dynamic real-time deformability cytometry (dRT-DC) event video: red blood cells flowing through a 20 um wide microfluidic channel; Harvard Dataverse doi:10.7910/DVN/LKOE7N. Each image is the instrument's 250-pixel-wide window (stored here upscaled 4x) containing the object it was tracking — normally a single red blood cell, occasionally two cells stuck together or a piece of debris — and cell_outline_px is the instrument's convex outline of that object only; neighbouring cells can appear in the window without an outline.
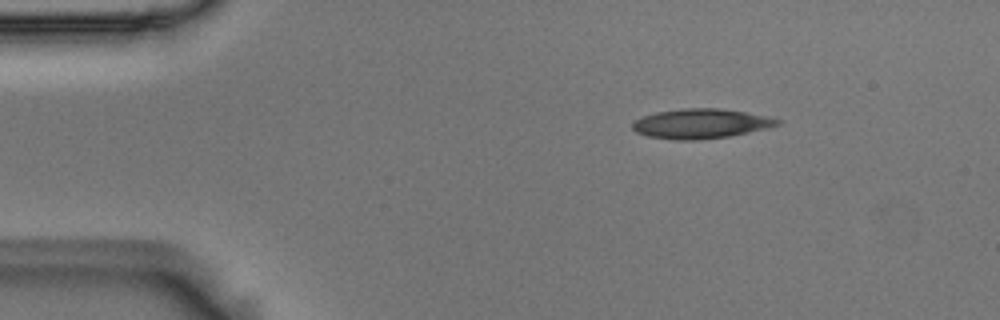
{"species": "Egyptian fruit bat (a non-hibernating species)", "species_latin": "Rousettus aegyptiacus", "temperature_condition": "room temperature", "stored_images_in_passage": 46, "camera_frame_rate_fps": 3000, "um_per_image_px": 0.085, "animal": {"sex": "male"}, "frame": {"image": 1, "passage_image": 1, "time_ms": 0.0, "image_size_px": [1000, 320], "cell_outline_px": [[784, 120], [780, 124], [768, 128], [728, 136], [700, 140], [676, 140], [648, 136], [636, 132], [632, 128], [632, 124], [636, 120], [644, 116], [656, 112], [684, 108], [720, 108], [768, 116]], "centroid_in_image_um": [59.6, 10.51], "position_along_channel_um": 25.4, "area_um2": 25.03}}
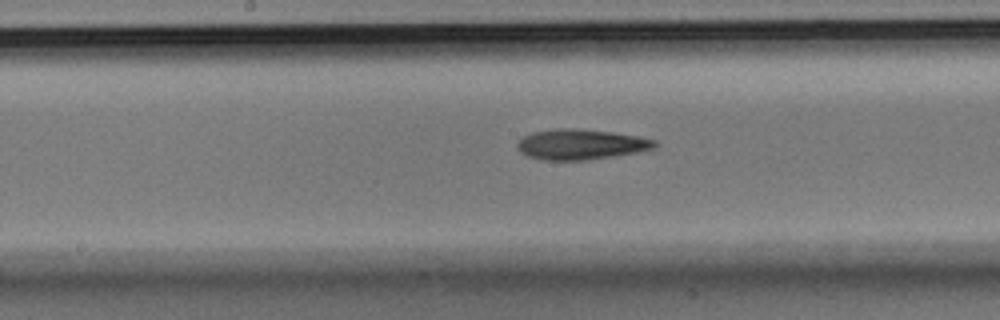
{"frame": {"image": 2, "passage_image": 20, "time_ms": 6.333, "image_size_px": [1000, 320], "cell_outline_px": [[660, 144], [656, 148], [636, 152], [612, 156], [584, 160], [544, 160], [528, 156], [520, 152], [516, 148], [516, 144], [524, 136], [532, 132], [556, 128], [576, 128], [612, 132], [640, 136], [656, 140]], "centroid_in_image_um": [49.39, 12.26], "position_along_channel_um": 198.8, "area_um2": 24.45}}
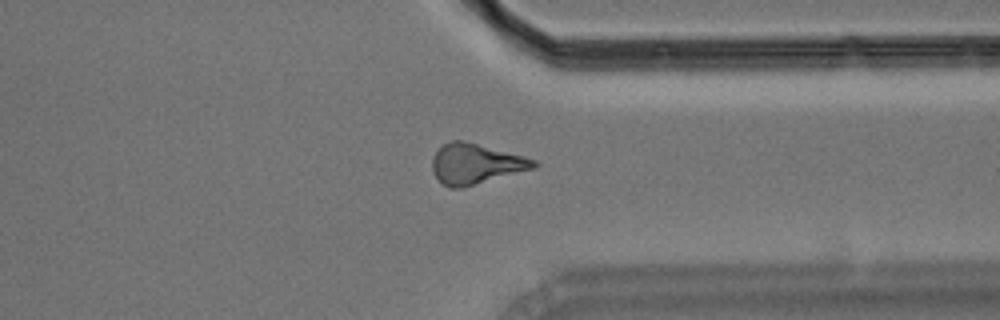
{"frame": {"image": 3, "passage_image": 34, "time_ms": 11.0, "image_size_px": [1000, 320], "cell_outline_px": [[540, 164], [536, 168], [464, 188], [448, 188], [432, 172], [432, 156], [444, 144], [452, 140], [464, 140], [524, 156], [536, 160]], "centroid_in_image_um": [40.46, 13.94], "position_along_channel_um": 370.9, "area_um2": 24.04}, "authors_computed_cell_mechanics": {"area_um2": 23.5246, "velocity_mm_per_s": 3.725, "shape_relaxation_time_tau1_ms": 6.9717, "shape_relaxation_time_tau2_ms": null, "deformation_change_tau1": 0.1803, "deformation_change_tau2": null}}